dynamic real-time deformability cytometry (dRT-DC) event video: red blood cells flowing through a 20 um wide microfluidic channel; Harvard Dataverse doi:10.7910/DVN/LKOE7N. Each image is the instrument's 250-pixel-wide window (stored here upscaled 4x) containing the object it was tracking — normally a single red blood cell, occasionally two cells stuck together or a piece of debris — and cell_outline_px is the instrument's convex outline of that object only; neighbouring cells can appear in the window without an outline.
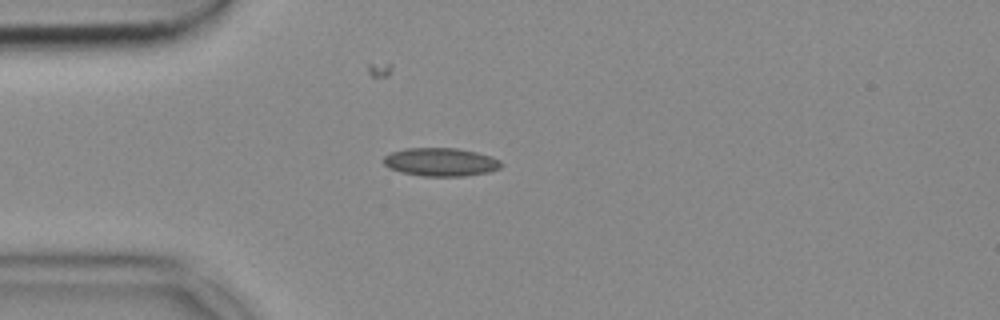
{"species": "common noctule bat (a hibernating species)", "species_latin": "Nyctalus noctula", "temperature_condition": "cold", "stored_images_in_passage": 33, "camera_frame_rate_fps": 3000, "um_per_image_px": 0.085, "animal": {"sex": "female", "body_mass_g": 18.4}, "frame": {"image": 1, "passage_image": 1, "time_ms": 0.0, "image_size_px": [1000, 320], "cell_outline_px": [[500, 168], [488, 172], [464, 176], [424, 176], [400, 172], [388, 168], [384, 164], [384, 156], [392, 152], [404, 148], [456, 148], [476, 152], [492, 156], [500, 160]], "centroid_in_image_um": [37.44, 13.77], "position_along_channel_um": 47.6, "area_um2": 19.36}}
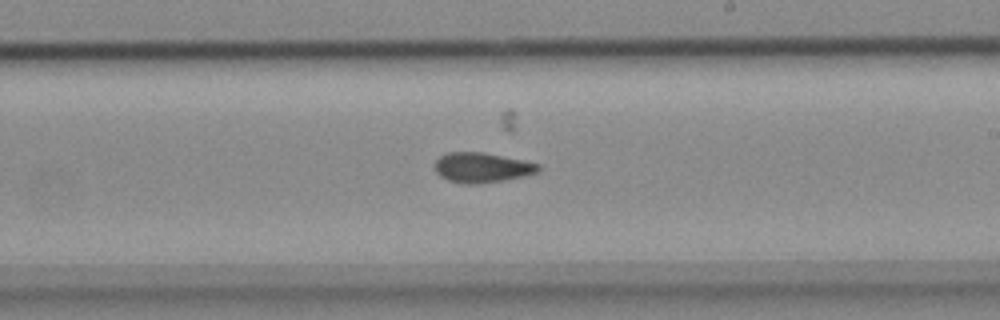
{"frame": {"image": 2, "passage_image": 18, "time_ms": 5.667, "image_size_px": [1000, 320], "cell_outline_px": [[540, 168], [536, 172], [524, 176], [504, 180], [476, 184], [464, 184], [448, 180], [440, 176], [436, 172], [436, 160], [440, 156], [448, 152], [484, 152], [524, 160], [540, 164]], "centroid_in_image_um": [40.97, 14.24], "position_along_channel_um": 248.0, "area_um2": 18.03}}
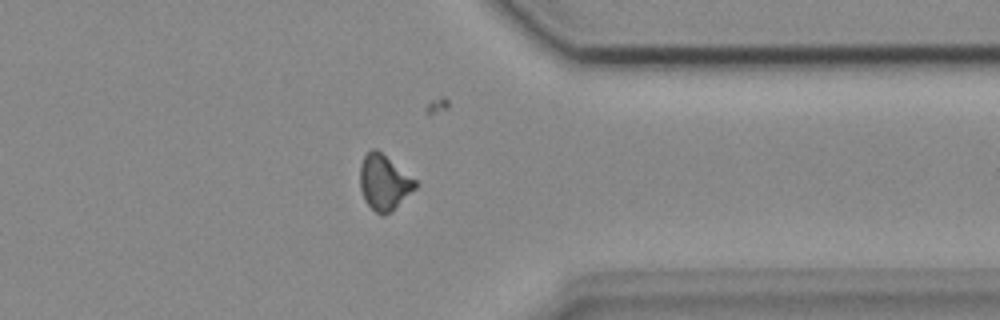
{"frame": {"image": 3, "passage_image": 29, "time_ms": 9.333, "image_size_px": [1000, 320], "cell_outline_px": [[420, 184], [392, 212], [384, 216], [380, 216], [364, 200], [360, 188], [360, 164], [364, 156], [372, 148], [376, 148], [416, 180]], "centroid_in_image_um": [32.65, 15.53], "position_along_channel_um": 378.7, "area_um2": 17.98}}